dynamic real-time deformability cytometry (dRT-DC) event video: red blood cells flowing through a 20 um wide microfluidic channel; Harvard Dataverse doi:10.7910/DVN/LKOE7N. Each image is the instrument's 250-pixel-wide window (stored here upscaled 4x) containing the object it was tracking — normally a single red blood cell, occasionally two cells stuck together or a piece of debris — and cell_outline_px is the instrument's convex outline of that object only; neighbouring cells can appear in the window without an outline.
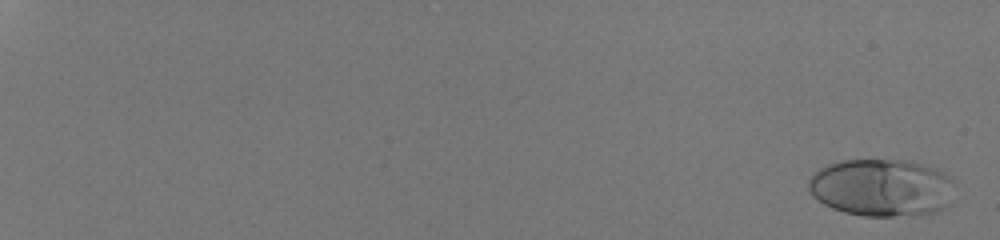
{"species": "human", "species_latin": "Homo sapiens", "temperature_condition": "room temperature", "stored_images_in_passage": 49, "camera_frame_rate_fps": 3000, "um_per_image_px": 0.085, "donor": {"sex": "male"}, "frame": {"image": 1, "passage_image": 2, "time_ms": 0.333, "image_size_px": [1000, 240], "cell_outline_px": [[956, 184], [948, 204], [944, 208], [936, 212], [892, 216], [864, 216], [844, 212], [832, 208], [824, 204], [812, 196], [808, 188], [808, 180], [812, 172], [828, 164], [844, 160], [904, 160], [924, 164], [944, 172]], "centroid_in_image_um": [74.92, 15.94], "position_along_channel_um": 10.1, "area_um2": 49.25}}
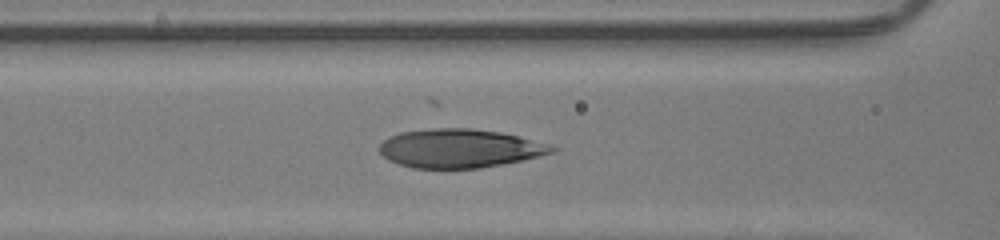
{"frame": {"image": 2, "passage_image": 29, "time_ms": 9.333, "image_size_px": [1000, 240], "cell_outline_px": [[560, 148], [556, 152], [524, 160], [480, 168], [412, 168], [388, 160], [376, 148], [388, 136], [400, 132], [432, 128], [472, 128], [500, 132], [520, 136], [552, 144]], "centroid_in_image_um": [39.11, 12.6], "position_along_channel_um": 127.5, "area_um2": 39.42}}
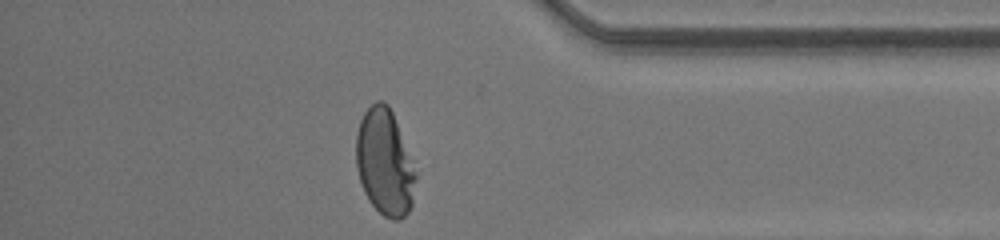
{"frame": {"image": 3, "passage_image": 49, "time_ms": 16.0, "image_size_px": [1000, 240], "cell_outline_px": [[416, 180], [412, 204], [408, 212], [400, 220], [392, 220], [384, 216], [368, 200], [364, 192], [356, 168], [356, 132], [360, 120], [364, 112], [376, 100], [384, 100], [388, 104], [392, 112], [416, 172]], "centroid_in_image_um": [32.68, 13.81], "position_along_channel_um": 402.5, "area_um2": 36.82}, "authors_computed_cell_mechanics": {"area_um2": 40.5756, "velocity_mm_per_s": 4.2599, "shape_relaxation_time_tau1_ms": 4.5809, "shape_relaxation_time_tau2_ms": null, "deformation_change_tau1": 0.2234, "deformation_change_tau2": null}}